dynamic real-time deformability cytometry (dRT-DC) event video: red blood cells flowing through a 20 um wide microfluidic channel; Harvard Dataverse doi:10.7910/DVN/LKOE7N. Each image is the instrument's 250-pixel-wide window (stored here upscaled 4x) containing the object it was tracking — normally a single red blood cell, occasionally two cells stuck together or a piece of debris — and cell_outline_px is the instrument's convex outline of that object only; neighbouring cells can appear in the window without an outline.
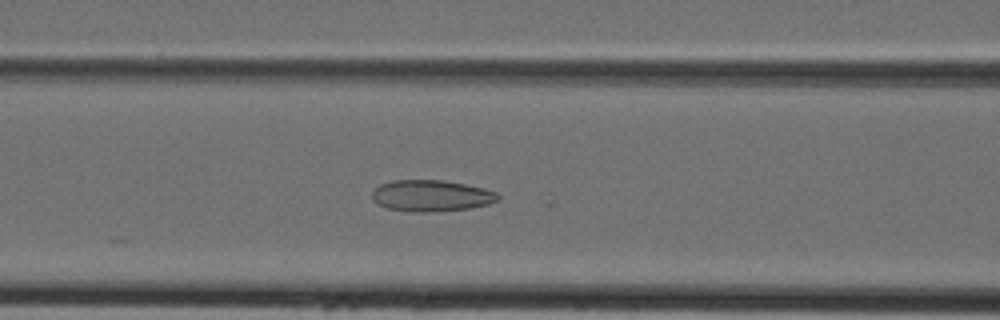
{"species": "Egyptian fruit bat (a non-hibernating species)", "species_latin": "Rousettus aegyptiacus", "temperature_condition": "cold", "stored_images_in_passage": 44, "camera_frame_rate_fps": 3000, "um_per_image_px": 0.085, "animal": {"sex": "female"}, "frame": {"image": 1, "passage_image": 18, "time_ms": 5.667, "image_size_px": [1000, 320], "cell_outline_px": [[500, 200], [488, 204], [468, 208], [432, 212], [416, 212], [388, 208], [372, 200], [372, 188], [380, 184], [392, 180], [440, 180], [464, 184], [484, 188], [496, 192], [500, 196]], "centroid_in_image_um": [36.64, 16.63], "position_along_channel_um": 130.0, "area_um2": 23.0}}
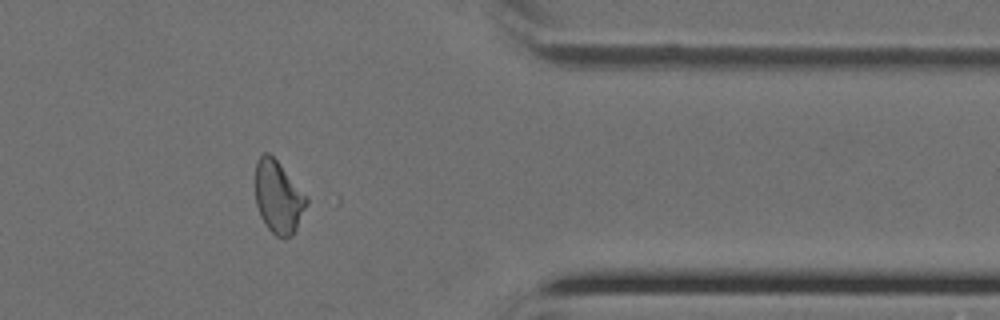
{"frame": {"image": 2, "passage_image": 36, "time_ms": 11.667, "image_size_px": [1000, 320], "cell_outline_px": [[308, 204], [292, 236], [276, 236], [268, 228], [260, 216], [256, 204], [256, 160], [264, 152], [268, 152], [280, 164], [308, 196]], "centroid_in_image_um": [23.67, 16.74], "position_along_channel_um": 387.7, "area_um2": 21.5}}